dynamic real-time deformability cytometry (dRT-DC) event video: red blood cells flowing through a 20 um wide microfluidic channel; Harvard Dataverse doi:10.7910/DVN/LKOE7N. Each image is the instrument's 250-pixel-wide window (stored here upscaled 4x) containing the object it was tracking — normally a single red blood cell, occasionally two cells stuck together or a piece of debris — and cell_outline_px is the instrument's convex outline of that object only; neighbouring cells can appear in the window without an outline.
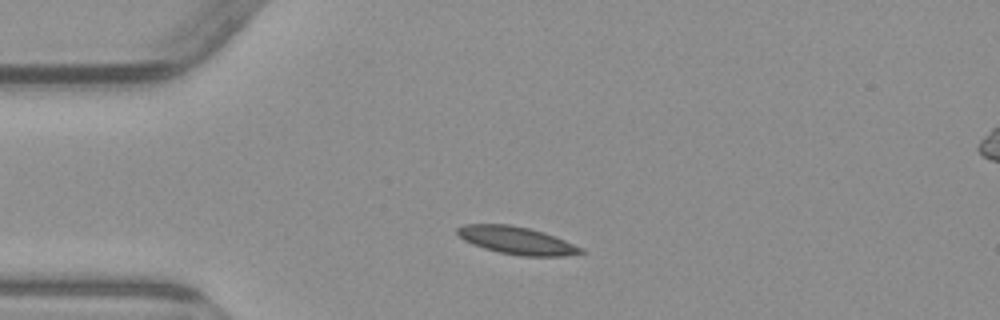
{"species": "common noctule bat (a hibernating species)", "species_latin": "Nyctalus noctula", "temperature_condition": "warm", "stored_images_in_passage": 3, "segment_of_instrument_passage": [1, 2], "camera_frame_rate_fps": 3000, "um_per_image_px": 0.085, "animal": {"sex": "male", "body_mass_g": 23.1, "forearm_length_mm": 52.7}, "frame": {"image": 1, "passage_image": 1, "time_ms": 0.0, "image_size_px": [1000, 320], "cell_outline_px": [[584, 252], [560, 256], [520, 256], [500, 252], [484, 248], [472, 244], [464, 240], [456, 232], [456, 228], [464, 224], [508, 224], [528, 228], [544, 232], [556, 236], [584, 248]], "centroid_in_image_um": [43.92, 20.43], "position_along_channel_um": 41.1, "area_um2": 19.83}}